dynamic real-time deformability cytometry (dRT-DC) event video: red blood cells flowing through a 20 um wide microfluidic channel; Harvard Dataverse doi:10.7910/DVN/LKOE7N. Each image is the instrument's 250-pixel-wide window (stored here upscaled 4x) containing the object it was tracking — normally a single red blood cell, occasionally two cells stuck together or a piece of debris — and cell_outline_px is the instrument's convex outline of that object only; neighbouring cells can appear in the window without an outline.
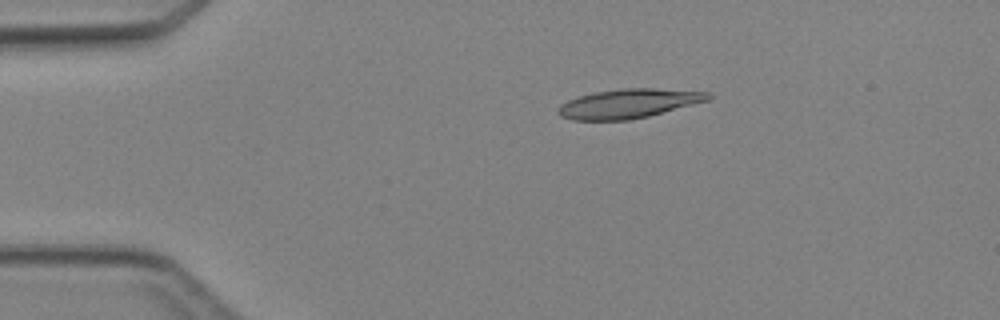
{"species": "Egyptian fruit bat (a non-hibernating species)", "species_latin": "Rousettus aegyptiacus", "temperature_condition": "cold", "stored_images_in_passage": 4, "camera_frame_rate_fps": 3000, "um_per_image_px": 0.085, "animal": {"sex": "female"}, "frame": {"image": 1, "passage_image": 3, "time_ms": 2.333, "image_size_px": [1000, 320], "cell_outline_px": [[712, 96], [708, 100], [648, 116], [628, 120], [572, 120], [560, 116], [556, 112], [556, 108], [560, 104], [568, 100], [580, 96], [596, 92], [620, 88], [656, 88], [708, 92]], "centroid_in_image_um": [53.38, 8.8], "position_along_channel_um": 31.6, "area_um2": 25.43}}